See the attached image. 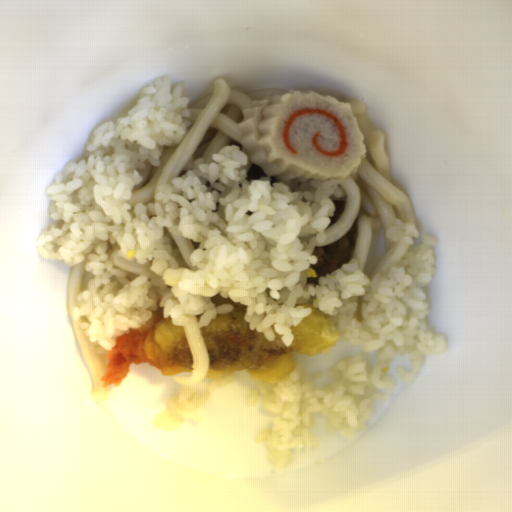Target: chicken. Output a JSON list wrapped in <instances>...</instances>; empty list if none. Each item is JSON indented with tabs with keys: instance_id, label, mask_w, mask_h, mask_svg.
<instances>
[{
	"instance_id": "1",
	"label": "chicken",
	"mask_w": 512,
	"mask_h": 512,
	"mask_svg": "<svg viewBox=\"0 0 512 512\" xmlns=\"http://www.w3.org/2000/svg\"><path fill=\"white\" fill-rule=\"evenodd\" d=\"M357 234L358 217L351 227L333 243L323 246L314 245L311 254L315 256L317 264H309V269H314L316 277H306L307 284L317 285L322 277L347 264L353 257Z\"/></svg>"
},
{
	"instance_id": "2",
	"label": "chicken",
	"mask_w": 512,
	"mask_h": 512,
	"mask_svg": "<svg viewBox=\"0 0 512 512\" xmlns=\"http://www.w3.org/2000/svg\"><path fill=\"white\" fill-rule=\"evenodd\" d=\"M245 175V180H247L248 182L253 180H259L266 177L264 169L255 163H251V165L248 166Z\"/></svg>"
},
{
	"instance_id": "3",
	"label": "chicken",
	"mask_w": 512,
	"mask_h": 512,
	"mask_svg": "<svg viewBox=\"0 0 512 512\" xmlns=\"http://www.w3.org/2000/svg\"><path fill=\"white\" fill-rule=\"evenodd\" d=\"M332 202L334 203L335 210L333 212V216H330V223H329L328 227H330L331 225H333L336 222V220L343 213L345 206H346V200H332Z\"/></svg>"
},
{
	"instance_id": "4",
	"label": "chicken",
	"mask_w": 512,
	"mask_h": 512,
	"mask_svg": "<svg viewBox=\"0 0 512 512\" xmlns=\"http://www.w3.org/2000/svg\"><path fill=\"white\" fill-rule=\"evenodd\" d=\"M269 179H270L271 188H272L273 184H278V180L276 179L275 176H270Z\"/></svg>"
},
{
	"instance_id": "5",
	"label": "chicken",
	"mask_w": 512,
	"mask_h": 512,
	"mask_svg": "<svg viewBox=\"0 0 512 512\" xmlns=\"http://www.w3.org/2000/svg\"><path fill=\"white\" fill-rule=\"evenodd\" d=\"M229 145L239 146V150L242 149V145L240 143H238L237 141H235V140H231Z\"/></svg>"
}]
</instances>
